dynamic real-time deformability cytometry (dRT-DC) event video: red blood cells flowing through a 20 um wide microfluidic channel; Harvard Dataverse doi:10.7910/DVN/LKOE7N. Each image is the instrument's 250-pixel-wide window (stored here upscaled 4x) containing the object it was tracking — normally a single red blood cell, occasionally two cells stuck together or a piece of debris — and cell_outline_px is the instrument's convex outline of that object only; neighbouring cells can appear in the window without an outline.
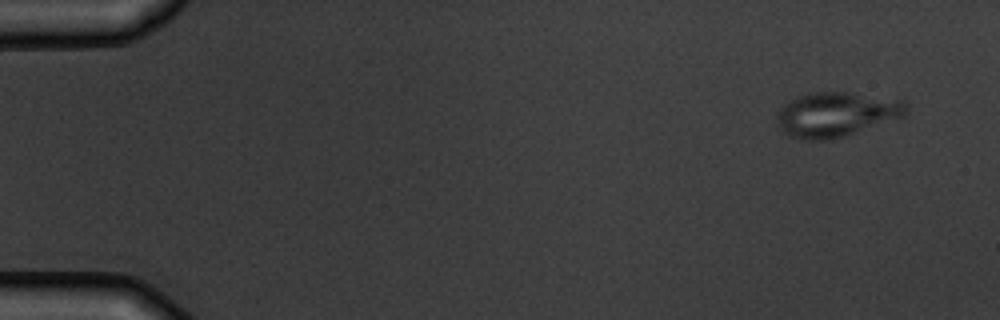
{"species": "common noctule bat (a hibernating species)", "species_latin": "Nyctalus noctula", "temperature_condition": "warm", "stored_images_in_passage": 6, "camera_frame_rate_fps": 3000, "um_per_image_px": 0.085, "animal": {"sex": "male", "body_mass_g": 19.5, "forearm_length_mm": 54.6}, "frame": {"image": 1, "passage_image": 1, "time_ms": 0.0, "image_size_px": [1000, 320], "cell_outline_px": [[908, 104], [904, 116], [900, 120], [844, 136], [828, 140], [804, 140], [788, 136], [780, 128], [776, 120], [776, 116], [780, 108], [784, 104], [808, 92], [848, 92], [904, 100]], "centroid_in_image_um": [71.13, 9.73], "position_along_channel_um": 13.9, "area_um2": 34.1}}